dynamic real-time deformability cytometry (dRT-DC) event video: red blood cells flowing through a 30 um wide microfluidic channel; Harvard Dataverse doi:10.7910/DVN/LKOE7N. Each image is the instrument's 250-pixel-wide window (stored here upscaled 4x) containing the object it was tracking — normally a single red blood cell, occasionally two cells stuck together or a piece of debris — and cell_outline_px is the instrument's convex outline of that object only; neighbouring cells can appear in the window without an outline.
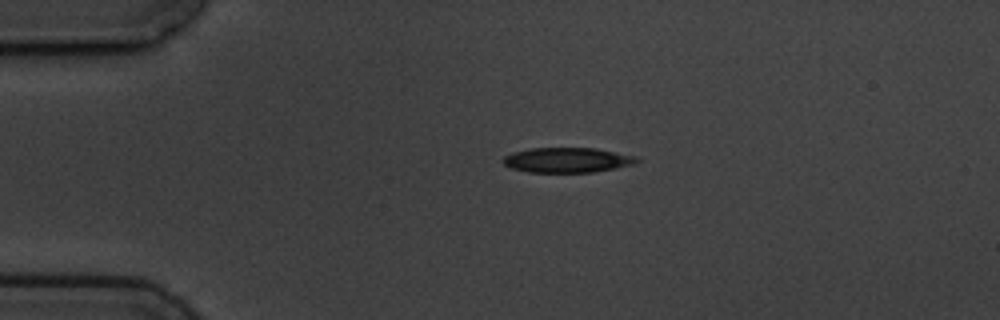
{"species": "common noctule bat (a hibernating species)", "species_latin": "Nyctalus noctula", "temperature_condition": "cold", "stored_images_in_passage": 2, "camera_frame_rate_fps": 3000, "um_per_image_px": 0.085, "animal": {"sex": "male", "body_mass_g": 19.5, "forearm_length_mm": 54.6}, "frame": {"image": 1, "passage_image": 1, "time_ms": 0.0, "image_size_px": [1000, 320], "cell_outline_px": [[640, 160], [636, 164], [616, 168], [592, 172], [528, 172], [512, 168], [504, 164], [500, 160], [504, 156], [512, 152], [532, 148], [596, 148], [636, 156]], "centroid_in_image_um": [48.22, 13.6], "position_along_channel_um": 36.8, "area_um2": 19.54}}